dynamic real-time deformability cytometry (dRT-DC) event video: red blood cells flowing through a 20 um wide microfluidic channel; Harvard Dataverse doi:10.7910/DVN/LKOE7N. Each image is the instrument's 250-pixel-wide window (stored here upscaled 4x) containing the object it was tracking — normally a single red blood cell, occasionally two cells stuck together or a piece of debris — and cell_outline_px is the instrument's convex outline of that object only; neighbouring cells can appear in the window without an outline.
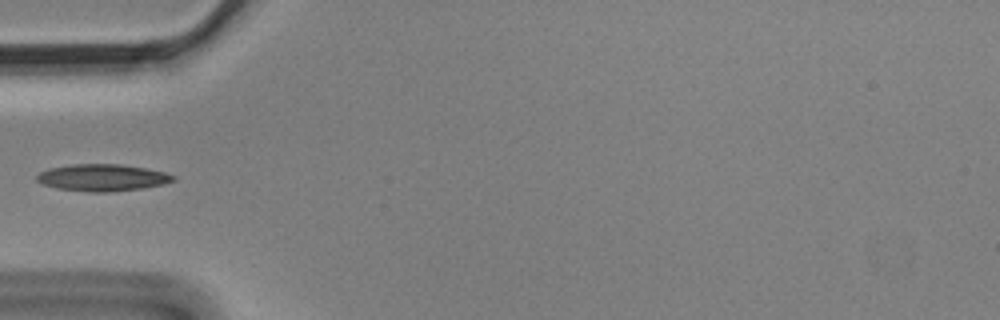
{"species": "Egyptian fruit bat (a non-hibernating species)", "species_latin": "Rousettus aegyptiacus", "temperature_condition": "cold", "stored_images_in_passage": 4, "camera_frame_rate_fps": 3000, "um_per_image_px": 0.085, "animal": {"sex": "male"}, "frame": {"image": 1, "passage_image": 4, "time_ms": 1.0, "image_size_px": [1000, 320], "cell_outline_px": [[176, 180], [164, 184], [140, 188], [112, 192], [88, 192], [56, 188], [44, 184], [36, 180], [36, 176], [40, 172], [48, 168], [72, 164], [120, 164], [144, 168], [164, 172], [176, 176]], "centroid_in_image_um": [8.7, 15.1], "position_along_channel_um": 76.3, "area_um2": 21.39}}